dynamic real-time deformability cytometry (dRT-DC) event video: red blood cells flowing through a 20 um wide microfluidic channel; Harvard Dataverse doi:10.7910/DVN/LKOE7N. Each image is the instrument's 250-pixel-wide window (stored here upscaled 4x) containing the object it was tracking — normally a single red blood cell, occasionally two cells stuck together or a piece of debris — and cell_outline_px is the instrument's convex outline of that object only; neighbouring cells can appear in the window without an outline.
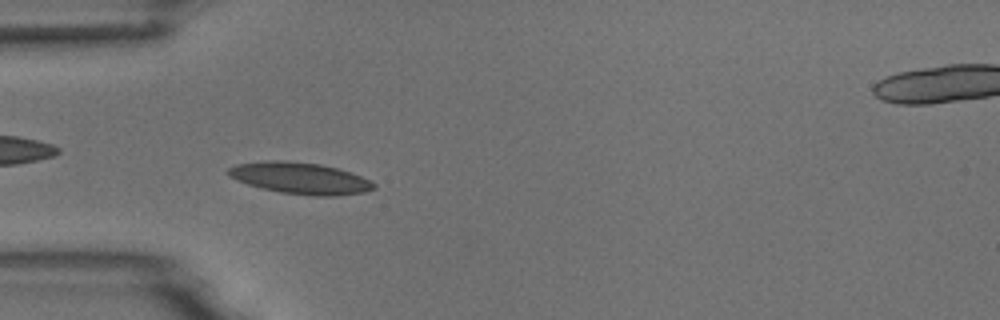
{"species": "common noctule bat (a hibernating species)", "species_latin": "Nyctalus noctula", "temperature_condition": "room temperature", "stored_images_in_passage": 6, "camera_frame_rate_fps": 3000, "um_per_image_px": 0.085, "animal": {"sex": "male", "body_mass_g": 18.8}, "frame": {"image": 1, "passage_image": 5, "time_ms": 5.667, "image_size_px": [1000, 320], "cell_outline_px": [[376, 188], [364, 192], [332, 196], [312, 196], [280, 192], [260, 188], [248, 184], [228, 176], [224, 172], [228, 168], [236, 164], [268, 160], [288, 160], [320, 164], [340, 168], [360, 176], [376, 184]], "centroid_in_image_um": [25.48, 15.13], "position_along_channel_um": 59.5, "area_um2": 26.93}}